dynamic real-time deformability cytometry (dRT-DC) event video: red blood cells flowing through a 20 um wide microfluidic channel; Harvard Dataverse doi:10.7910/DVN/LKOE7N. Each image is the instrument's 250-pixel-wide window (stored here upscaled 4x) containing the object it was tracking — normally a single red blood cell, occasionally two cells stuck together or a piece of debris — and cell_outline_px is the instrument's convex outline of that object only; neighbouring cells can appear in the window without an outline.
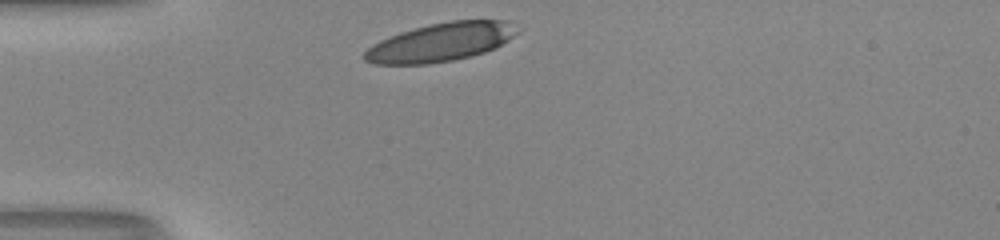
{"species": "human", "species_latin": "Homo sapiens", "temperature_condition": "room temperature", "stored_images_in_passage": 28, "camera_frame_rate_fps": 3000, "um_per_image_px": 0.085, "donor": {"sex": "male"}, "frame": {"image": 1, "passage_image": 1, "time_ms": 0.0, "image_size_px": [1000, 240], "cell_outline_px": [[520, 32], [496, 48], [472, 56], [452, 60], [428, 64], [376, 64], [364, 60], [360, 56], [372, 44], [380, 40], [400, 32], [428, 24], [452, 20], [508, 20]], "centroid_in_image_um": [37.45, 3.58], "position_along_channel_um": 47.5, "area_um2": 34.39}}
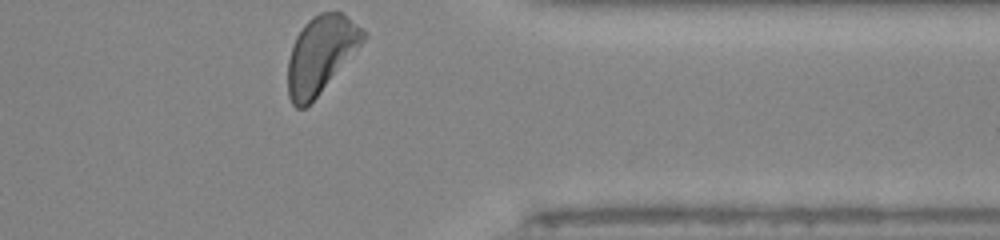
{"frame": {"image": 2, "passage_image": 28, "time_ms": 9.0, "image_size_px": [1000, 240], "cell_outline_px": [[368, 36], [316, 96], [304, 108], [296, 108], [292, 104], [288, 96], [288, 60], [292, 44], [296, 36], [304, 24], [312, 16], [320, 12], [340, 12], [364, 28], [368, 32]], "centroid_in_image_um": [27.25, 4.59], "position_along_channel_um": 384.1, "area_um2": 33.41}, "authors_computed_cell_mechanics": {"area_um2": 35.1135, "velocity_mm_per_s": 4.0984, "shape_relaxation_time_tau1_ms": 3.4628, "shape_relaxation_time_tau2_ms": 1.4258, "deformation_change_tau1": 0.1365, "deformation_change_tau2": 0.0679}}